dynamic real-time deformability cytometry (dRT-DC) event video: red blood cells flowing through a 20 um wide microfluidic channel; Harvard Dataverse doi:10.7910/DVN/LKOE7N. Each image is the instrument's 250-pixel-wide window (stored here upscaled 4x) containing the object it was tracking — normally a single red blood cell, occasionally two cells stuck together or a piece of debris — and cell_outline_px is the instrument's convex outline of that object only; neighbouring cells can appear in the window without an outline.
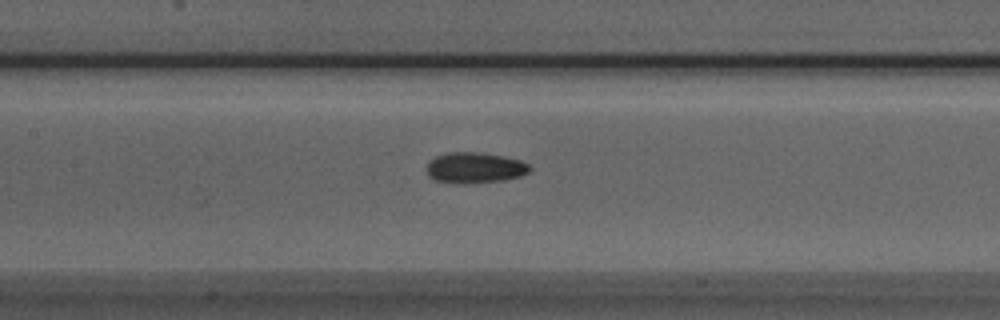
{"species": "Egyptian fruit bat (a non-hibernating species)", "species_latin": "Rousettus aegyptiacus", "temperature_condition": "room temperature", "stored_images_in_passage": 44, "camera_frame_rate_fps": 3000, "um_per_image_px": 0.085, "animal": {"sex": "male"}, "frame": {"image": 1, "passage_image": 16, "time_ms": 5.0, "image_size_px": [1000, 320], "cell_outline_px": [[532, 168], [528, 172], [520, 176], [504, 180], [436, 180], [428, 176], [428, 160], [436, 156], [448, 152], [480, 152], [504, 156], [520, 160], [528, 164]], "centroid_in_image_um": [40.4, 14.18], "position_along_channel_um": 167.0, "area_um2": 17.51}}
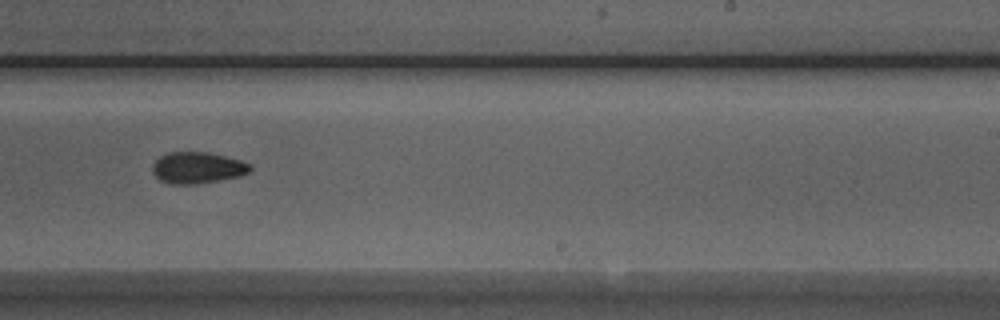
{"frame": {"image": 2, "passage_image": 24, "time_ms": 7.667, "image_size_px": [1000, 320], "cell_outline_px": [[252, 168], [248, 172], [240, 176], [192, 184], [172, 184], [160, 180], [152, 172], [152, 164], [160, 156], [168, 152], [208, 152], [240, 160], [252, 164]], "centroid_in_image_um": [16.77, 14.24], "position_along_channel_um": 272.2, "area_um2": 17.74}}
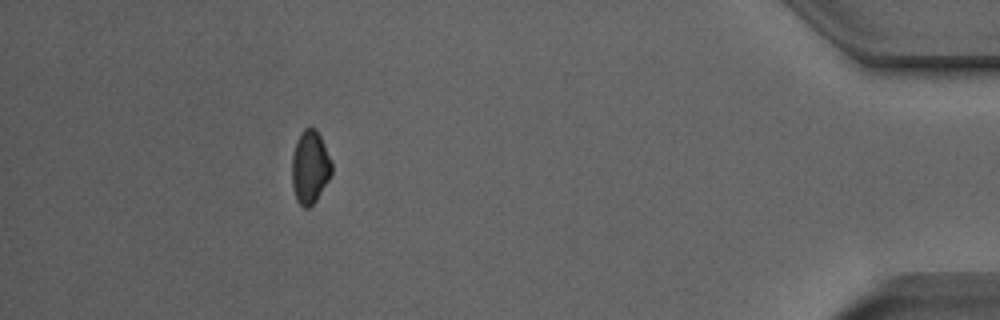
{"frame": {"image": 3, "passage_image": 39, "time_ms": 12.667, "image_size_px": [1000, 320], "cell_outline_px": [[332, 172], [328, 180], [316, 200], [308, 208], [304, 208], [296, 200], [292, 188], [292, 156], [300, 132], [304, 128], [316, 128], [324, 144], [332, 164]], "centroid_in_image_um": [26.33, 14.21], "position_along_channel_um": 408.9, "area_um2": 16.82}, "authors_computed_cell_mechanics": {"area_um2": 17.7735, "velocity_mm_per_s": 3.958, "shape_relaxation_time_tau1_ms": 5.4843, "shape_relaxation_time_tau2_ms": 4.6989, "deformation_change_tau1": 0.1119, "deformation_change_tau2": 0.086}}